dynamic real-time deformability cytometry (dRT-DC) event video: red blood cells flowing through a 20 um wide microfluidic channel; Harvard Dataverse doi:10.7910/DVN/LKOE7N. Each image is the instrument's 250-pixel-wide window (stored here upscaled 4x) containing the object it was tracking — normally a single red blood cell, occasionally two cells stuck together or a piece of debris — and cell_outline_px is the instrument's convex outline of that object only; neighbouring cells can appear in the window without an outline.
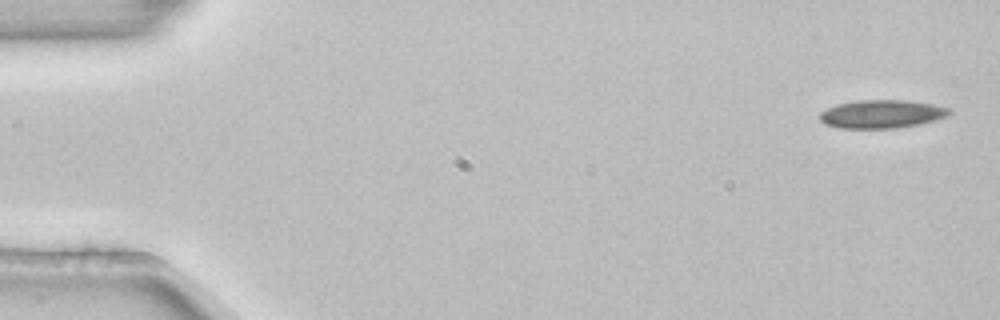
{"species": "common noctule bat (a hibernating species)", "species_latin": "Nyctalus noctula", "temperature_condition": "room temperature", "stored_images_in_passage": 4, "camera_frame_rate_fps": 3000, "um_per_image_px": 0.085, "animal": {"sex": "female", "body_mass_g": 22.7, "forearm_length_mm": 54.2}, "frame": {"image": 1, "passage_image": 1, "time_ms": 0.0, "image_size_px": [1000, 320], "cell_outline_px": [[952, 112], [948, 116], [936, 120], [920, 124], [896, 128], [840, 128], [824, 124], [820, 120], [820, 112], [836, 104], [856, 100], [908, 100], [932, 104], [952, 108]], "centroid_in_image_um": [74.98, 9.69], "position_along_channel_um": 10.0, "area_um2": 21.56}}
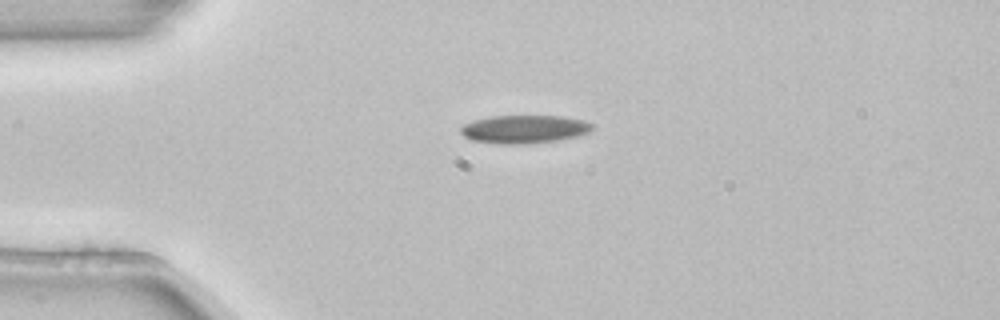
{"frame": {"image": 2, "passage_image": 3, "time_ms": 0.667, "image_size_px": [1000, 320], "cell_outline_px": [[592, 128], [588, 132], [576, 136], [556, 140], [524, 144], [500, 144], [472, 140], [464, 136], [460, 132], [460, 128], [464, 124], [476, 120], [492, 116], [564, 116], [584, 120], [592, 124]], "centroid_in_image_um": [44.55, 10.98], "position_along_channel_um": 40.5, "area_um2": 21.39}}
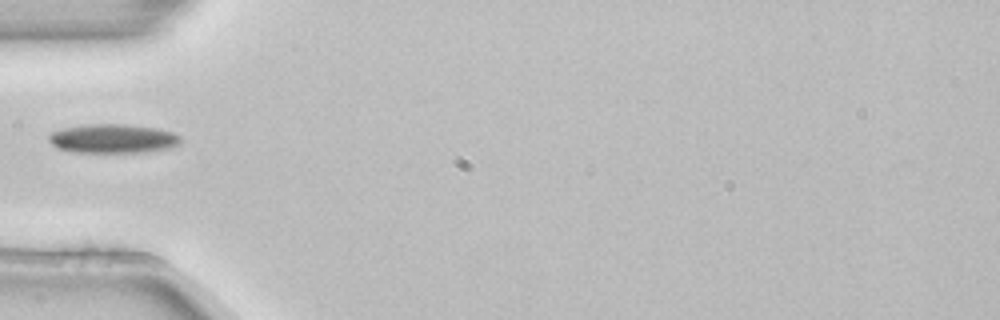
{"frame": {"image": 3, "passage_image": 4, "time_ms": 1.0, "image_size_px": [1000, 320], "cell_outline_px": [[184, 140], [180, 144], [172, 148], [148, 152], [72, 152], [56, 148], [48, 140], [48, 136], [52, 132], [64, 128], [84, 124], [124, 124], [156, 128], [172, 132], [180, 136]], "centroid_in_image_um": [9.63, 11.79], "position_along_channel_um": 75.4, "area_um2": 22.6}}